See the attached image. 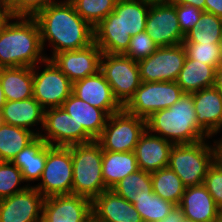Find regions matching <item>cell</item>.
<instances>
[{
	"instance_id": "bcb514c9",
	"label": "cell",
	"mask_w": 222,
	"mask_h": 222,
	"mask_svg": "<svg viewBox=\"0 0 222 222\" xmlns=\"http://www.w3.org/2000/svg\"><path fill=\"white\" fill-rule=\"evenodd\" d=\"M6 101L7 100L5 98L4 91L0 82V111H2L3 106L5 105Z\"/></svg>"
},
{
	"instance_id": "8d00e7d4",
	"label": "cell",
	"mask_w": 222,
	"mask_h": 222,
	"mask_svg": "<svg viewBox=\"0 0 222 222\" xmlns=\"http://www.w3.org/2000/svg\"><path fill=\"white\" fill-rule=\"evenodd\" d=\"M54 1L56 0H2L1 8L5 16L34 17Z\"/></svg>"
},
{
	"instance_id": "e0dca14e",
	"label": "cell",
	"mask_w": 222,
	"mask_h": 222,
	"mask_svg": "<svg viewBox=\"0 0 222 222\" xmlns=\"http://www.w3.org/2000/svg\"><path fill=\"white\" fill-rule=\"evenodd\" d=\"M92 201L76 194L45 197L42 222H87Z\"/></svg>"
},
{
	"instance_id": "52a82bcc",
	"label": "cell",
	"mask_w": 222,
	"mask_h": 222,
	"mask_svg": "<svg viewBox=\"0 0 222 222\" xmlns=\"http://www.w3.org/2000/svg\"><path fill=\"white\" fill-rule=\"evenodd\" d=\"M146 119L126 112L124 109L111 114L96 140L103 151H135L140 136L146 130Z\"/></svg>"
},
{
	"instance_id": "f1b7e54d",
	"label": "cell",
	"mask_w": 222,
	"mask_h": 222,
	"mask_svg": "<svg viewBox=\"0 0 222 222\" xmlns=\"http://www.w3.org/2000/svg\"><path fill=\"white\" fill-rule=\"evenodd\" d=\"M40 134V130L33 132L22 127L2 123L0 125V161H12Z\"/></svg>"
},
{
	"instance_id": "cb8c5ba5",
	"label": "cell",
	"mask_w": 222,
	"mask_h": 222,
	"mask_svg": "<svg viewBox=\"0 0 222 222\" xmlns=\"http://www.w3.org/2000/svg\"><path fill=\"white\" fill-rule=\"evenodd\" d=\"M52 147L37 136L12 159L11 162L21 170L27 185L30 186L28 183L32 181H40L45 168L47 152Z\"/></svg>"
},
{
	"instance_id": "f35d334b",
	"label": "cell",
	"mask_w": 222,
	"mask_h": 222,
	"mask_svg": "<svg viewBox=\"0 0 222 222\" xmlns=\"http://www.w3.org/2000/svg\"><path fill=\"white\" fill-rule=\"evenodd\" d=\"M203 185L222 210V165L217 160L208 168Z\"/></svg>"
},
{
	"instance_id": "83f0119b",
	"label": "cell",
	"mask_w": 222,
	"mask_h": 222,
	"mask_svg": "<svg viewBox=\"0 0 222 222\" xmlns=\"http://www.w3.org/2000/svg\"><path fill=\"white\" fill-rule=\"evenodd\" d=\"M215 68L211 65L192 60L188 56L176 80L184 93H194L213 86Z\"/></svg>"
},
{
	"instance_id": "ee69618b",
	"label": "cell",
	"mask_w": 222,
	"mask_h": 222,
	"mask_svg": "<svg viewBox=\"0 0 222 222\" xmlns=\"http://www.w3.org/2000/svg\"><path fill=\"white\" fill-rule=\"evenodd\" d=\"M213 87L222 95V63L215 69Z\"/></svg>"
},
{
	"instance_id": "603a6c76",
	"label": "cell",
	"mask_w": 222,
	"mask_h": 222,
	"mask_svg": "<svg viewBox=\"0 0 222 222\" xmlns=\"http://www.w3.org/2000/svg\"><path fill=\"white\" fill-rule=\"evenodd\" d=\"M61 107L73 118L77 129H84L93 140L99 138L109 117L102 109L93 107L73 93Z\"/></svg>"
},
{
	"instance_id": "44dd1931",
	"label": "cell",
	"mask_w": 222,
	"mask_h": 222,
	"mask_svg": "<svg viewBox=\"0 0 222 222\" xmlns=\"http://www.w3.org/2000/svg\"><path fill=\"white\" fill-rule=\"evenodd\" d=\"M173 144L168 140L145 130L135 148L138 168L145 172H155L168 167Z\"/></svg>"
},
{
	"instance_id": "4316f807",
	"label": "cell",
	"mask_w": 222,
	"mask_h": 222,
	"mask_svg": "<svg viewBox=\"0 0 222 222\" xmlns=\"http://www.w3.org/2000/svg\"><path fill=\"white\" fill-rule=\"evenodd\" d=\"M134 151H103L102 177L107 189H112L119 181L138 170Z\"/></svg>"
},
{
	"instance_id": "ffe728a7",
	"label": "cell",
	"mask_w": 222,
	"mask_h": 222,
	"mask_svg": "<svg viewBox=\"0 0 222 222\" xmlns=\"http://www.w3.org/2000/svg\"><path fill=\"white\" fill-rule=\"evenodd\" d=\"M198 126L210 137L221 133L222 95L213 87L191 93Z\"/></svg>"
},
{
	"instance_id": "f907efd6",
	"label": "cell",
	"mask_w": 222,
	"mask_h": 222,
	"mask_svg": "<svg viewBox=\"0 0 222 222\" xmlns=\"http://www.w3.org/2000/svg\"><path fill=\"white\" fill-rule=\"evenodd\" d=\"M5 16V13L3 12L1 6H0V22L3 19V17Z\"/></svg>"
},
{
	"instance_id": "5bb4252c",
	"label": "cell",
	"mask_w": 222,
	"mask_h": 222,
	"mask_svg": "<svg viewBox=\"0 0 222 222\" xmlns=\"http://www.w3.org/2000/svg\"><path fill=\"white\" fill-rule=\"evenodd\" d=\"M145 31L159 47L183 44L185 35L179 26L175 3L151 4Z\"/></svg>"
},
{
	"instance_id": "836d02e7",
	"label": "cell",
	"mask_w": 222,
	"mask_h": 222,
	"mask_svg": "<svg viewBox=\"0 0 222 222\" xmlns=\"http://www.w3.org/2000/svg\"><path fill=\"white\" fill-rule=\"evenodd\" d=\"M76 12L93 28L114 11L118 0H70Z\"/></svg>"
},
{
	"instance_id": "7bdbcfd3",
	"label": "cell",
	"mask_w": 222,
	"mask_h": 222,
	"mask_svg": "<svg viewBox=\"0 0 222 222\" xmlns=\"http://www.w3.org/2000/svg\"><path fill=\"white\" fill-rule=\"evenodd\" d=\"M167 3H182L192 5L205 12V0H166Z\"/></svg>"
},
{
	"instance_id": "b9f144b4",
	"label": "cell",
	"mask_w": 222,
	"mask_h": 222,
	"mask_svg": "<svg viewBox=\"0 0 222 222\" xmlns=\"http://www.w3.org/2000/svg\"><path fill=\"white\" fill-rule=\"evenodd\" d=\"M183 218V213L179 206H176L164 219L159 222H180Z\"/></svg>"
},
{
	"instance_id": "9c48e42d",
	"label": "cell",
	"mask_w": 222,
	"mask_h": 222,
	"mask_svg": "<svg viewBox=\"0 0 222 222\" xmlns=\"http://www.w3.org/2000/svg\"><path fill=\"white\" fill-rule=\"evenodd\" d=\"M100 71L122 106L129 101L141 84L137 61L124 54L103 53Z\"/></svg>"
},
{
	"instance_id": "681fc988",
	"label": "cell",
	"mask_w": 222,
	"mask_h": 222,
	"mask_svg": "<svg viewBox=\"0 0 222 222\" xmlns=\"http://www.w3.org/2000/svg\"><path fill=\"white\" fill-rule=\"evenodd\" d=\"M87 222H100L94 216H91Z\"/></svg>"
},
{
	"instance_id": "db71d44e",
	"label": "cell",
	"mask_w": 222,
	"mask_h": 222,
	"mask_svg": "<svg viewBox=\"0 0 222 222\" xmlns=\"http://www.w3.org/2000/svg\"><path fill=\"white\" fill-rule=\"evenodd\" d=\"M220 49H221V54H222V37H221V40H220Z\"/></svg>"
},
{
	"instance_id": "30bf717a",
	"label": "cell",
	"mask_w": 222,
	"mask_h": 222,
	"mask_svg": "<svg viewBox=\"0 0 222 222\" xmlns=\"http://www.w3.org/2000/svg\"><path fill=\"white\" fill-rule=\"evenodd\" d=\"M42 63L45 67L40 72L41 63L32 67L33 97L44 109L61 107L72 94L73 83L51 59Z\"/></svg>"
},
{
	"instance_id": "60d3db41",
	"label": "cell",
	"mask_w": 222,
	"mask_h": 222,
	"mask_svg": "<svg viewBox=\"0 0 222 222\" xmlns=\"http://www.w3.org/2000/svg\"><path fill=\"white\" fill-rule=\"evenodd\" d=\"M205 12L222 18V0H205Z\"/></svg>"
},
{
	"instance_id": "7402d4cb",
	"label": "cell",
	"mask_w": 222,
	"mask_h": 222,
	"mask_svg": "<svg viewBox=\"0 0 222 222\" xmlns=\"http://www.w3.org/2000/svg\"><path fill=\"white\" fill-rule=\"evenodd\" d=\"M178 206L184 217L196 222H217L221 211L203 184L186 187Z\"/></svg>"
},
{
	"instance_id": "f6af8a7d",
	"label": "cell",
	"mask_w": 222,
	"mask_h": 222,
	"mask_svg": "<svg viewBox=\"0 0 222 222\" xmlns=\"http://www.w3.org/2000/svg\"><path fill=\"white\" fill-rule=\"evenodd\" d=\"M216 148V160L222 165V137L218 140H213Z\"/></svg>"
},
{
	"instance_id": "6da1fadb",
	"label": "cell",
	"mask_w": 222,
	"mask_h": 222,
	"mask_svg": "<svg viewBox=\"0 0 222 222\" xmlns=\"http://www.w3.org/2000/svg\"><path fill=\"white\" fill-rule=\"evenodd\" d=\"M34 18L40 28L43 50L47 41L53 50L47 59L56 53L82 49L94 42V28L76 12L70 0L54 1Z\"/></svg>"
},
{
	"instance_id": "7dc6e473",
	"label": "cell",
	"mask_w": 222,
	"mask_h": 222,
	"mask_svg": "<svg viewBox=\"0 0 222 222\" xmlns=\"http://www.w3.org/2000/svg\"><path fill=\"white\" fill-rule=\"evenodd\" d=\"M142 1L150 3V4L166 2V0H142Z\"/></svg>"
},
{
	"instance_id": "7c38bea8",
	"label": "cell",
	"mask_w": 222,
	"mask_h": 222,
	"mask_svg": "<svg viewBox=\"0 0 222 222\" xmlns=\"http://www.w3.org/2000/svg\"><path fill=\"white\" fill-rule=\"evenodd\" d=\"M187 57L183 44L163 46L137 61L141 82L176 81Z\"/></svg>"
},
{
	"instance_id": "484cf974",
	"label": "cell",
	"mask_w": 222,
	"mask_h": 222,
	"mask_svg": "<svg viewBox=\"0 0 222 222\" xmlns=\"http://www.w3.org/2000/svg\"><path fill=\"white\" fill-rule=\"evenodd\" d=\"M0 82L7 101H20L33 97L31 67L0 68Z\"/></svg>"
},
{
	"instance_id": "d6a6232c",
	"label": "cell",
	"mask_w": 222,
	"mask_h": 222,
	"mask_svg": "<svg viewBox=\"0 0 222 222\" xmlns=\"http://www.w3.org/2000/svg\"><path fill=\"white\" fill-rule=\"evenodd\" d=\"M133 205L143 222H159L176 207L175 204L162 199L153 191L148 196L138 199Z\"/></svg>"
},
{
	"instance_id": "4fadbf2b",
	"label": "cell",
	"mask_w": 222,
	"mask_h": 222,
	"mask_svg": "<svg viewBox=\"0 0 222 222\" xmlns=\"http://www.w3.org/2000/svg\"><path fill=\"white\" fill-rule=\"evenodd\" d=\"M41 133L39 136L51 146L67 147L94 141L84 129H77L73 118L62 107L44 110V126Z\"/></svg>"
},
{
	"instance_id": "ba28073f",
	"label": "cell",
	"mask_w": 222,
	"mask_h": 222,
	"mask_svg": "<svg viewBox=\"0 0 222 222\" xmlns=\"http://www.w3.org/2000/svg\"><path fill=\"white\" fill-rule=\"evenodd\" d=\"M183 94L176 81L141 82L123 109L132 115L147 119L154 112L171 107Z\"/></svg>"
},
{
	"instance_id": "d590c367",
	"label": "cell",
	"mask_w": 222,
	"mask_h": 222,
	"mask_svg": "<svg viewBox=\"0 0 222 222\" xmlns=\"http://www.w3.org/2000/svg\"><path fill=\"white\" fill-rule=\"evenodd\" d=\"M187 56L192 60L211 65L215 69L222 63L220 43H183Z\"/></svg>"
},
{
	"instance_id": "d4e9b609",
	"label": "cell",
	"mask_w": 222,
	"mask_h": 222,
	"mask_svg": "<svg viewBox=\"0 0 222 222\" xmlns=\"http://www.w3.org/2000/svg\"><path fill=\"white\" fill-rule=\"evenodd\" d=\"M44 108L31 97L20 101H6L2 109L3 123L32 130L40 123L44 126Z\"/></svg>"
},
{
	"instance_id": "d6986e66",
	"label": "cell",
	"mask_w": 222,
	"mask_h": 222,
	"mask_svg": "<svg viewBox=\"0 0 222 222\" xmlns=\"http://www.w3.org/2000/svg\"><path fill=\"white\" fill-rule=\"evenodd\" d=\"M92 216L100 222H143L134 205L111 189L92 201Z\"/></svg>"
},
{
	"instance_id": "8992f818",
	"label": "cell",
	"mask_w": 222,
	"mask_h": 222,
	"mask_svg": "<svg viewBox=\"0 0 222 222\" xmlns=\"http://www.w3.org/2000/svg\"><path fill=\"white\" fill-rule=\"evenodd\" d=\"M204 139L192 144L173 145L168 167L188 186L202 185L208 168L216 160L215 144Z\"/></svg>"
},
{
	"instance_id": "3957f363",
	"label": "cell",
	"mask_w": 222,
	"mask_h": 222,
	"mask_svg": "<svg viewBox=\"0 0 222 222\" xmlns=\"http://www.w3.org/2000/svg\"><path fill=\"white\" fill-rule=\"evenodd\" d=\"M150 3L118 0L113 12L94 27V42L102 53L124 54L131 36L145 31Z\"/></svg>"
},
{
	"instance_id": "9a60e30c",
	"label": "cell",
	"mask_w": 222,
	"mask_h": 222,
	"mask_svg": "<svg viewBox=\"0 0 222 222\" xmlns=\"http://www.w3.org/2000/svg\"><path fill=\"white\" fill-rule=\"evenodd\" d=\"M44 201L34 186L0 199V222H42Z\"/></svg>"
},
{
	"instance_id": "c3c4849f",
	"label": "cell",
	"mask_w": 222,
	"mask_h": 222,
	"mask_svg": "<svg viewBox=\"0 0 222 222\" xmlns=\"http://www.w3.org/2000/svg\"><path fill=\"white\" fill-rule=\"evenodd\" d=\"M180 222H196V221H193L192 219H189L183 216Z\"/></svg>"
},
{
	"instance_id": "f5cc1de1",
	"label": "cell",
	"mask_w": 222,
	"mask_h": 222,
	"mask_svg": "<svg viewBox=\"0 0 222 222\" xmlns=\"http://www.w3.org/2000/svg\"><path fill=\"white\" fill-rule=\"evenodd\" d=\"M3 123V120H2V112L0 111V125Z\"/></svg>"
},
{
	"instance_id": "816d5d0a",
	"label": "cell",
	"mask_w": 222,
	"mask_h": 222,
	"mask_svg": "<svg viewBox=\"0 0 222 222\" xmlns=\"http://www.w3.org/2000/svg\"><path fill=\"white\" fill-rule=\"evenodd\" d=\"M217 222H222V210H221L220 213H219Z\"/></svg>"
},
{
	"instance_id": "8fae6325",
	"label": "cell",
	"mask_w": 222,
	"mask_h": 222,
	"mask_svg": "<svg viewBox=\"0 0 222 222\" xmlns=\"http://www.w3.org/2000/svg\"><path fill=\"white\" fill-rule=\"evenodd\" d=\"M41 183L34 187L44 196L72 194L73 164L68 147L53 146L46 157Z\"/></svg>"
},
{
	"instance_id": "ac0fdd59",
	"label": "cell",
	"mask_w": 222,
	"mask_h": 222,
	"mask_svg": "<svg viewBox=\"0 0 222 222\" xmlns=\"http://www.w3.org/2000/svg\"><path fill=\"white\" fill-rule=\"evenodd\" d=\"M72 93L93 107L102 109L108 116L123 109L101 71L73 82Z\"/></svg>"
},
{
	"instance_id": "2e32d148",
	"label": "cell",
	"mask_w": 222,
	"mask_h": 222,
	"mask_svg": "<svg viewBox=\"0 0 222 222\" xmlns=\"http://www.w3.org/2000/svg\"><path fill=\"white\" fill-rule=\"evenodd\" d=\"M102 51L95 42L89 46L56 53L51 60L73 83L97 74L101 68Z\"/></svg>"
},
{
	"instance_id": "74e56055",
	"label": "cell",
	"mask_w": 222,
	"mask_h": 222,
	"mask_svg": "<svg viewBox=\"0 0 222 222\" xmlns=\"http://www.w3.org/2000/svg\"><path fill=\"white\" fill-rule=\"evenodd\" d=\"M158 47L149 34L146 31H142L131 36L129 47L124 55L135 61H139L150 56Z\"/></svg>"
},
{
	"instance_id": "f546056e",
	"label": "cell",
	"mask_w": 222,
	"mask_h": 222,
	"mask_svg": "<svg viewBox=\"0 0 222 222\" xmlns=\"http://www.w3.org/2000/svg\"><path fill=\"white\" fill-rule=\"evenodd\" d=\"M153 192L164 200L178 206L186 186L179 176L169 167L151 173Z\"/></svg>"
},
{
	"instance_id": "7a4b0ae2",
	"label": "cell",
	"mask_w": 222,
	"mask_h": 222,
	"mask_svg": "<svg viewBox=\"0 0 222 222\" xmlns=\"http://www.w3.org/2000/svg\"><path fill=\"white\" fill-rule=\"evenodd\" d=\"M45 55L40 28L34 17H3L0 22V68H32L42 63L47 58Z\"/></svg>"
},
{
	"instance_id": "e575fe53",
	"label": "cell",
	"mask_w": 222,
	"mask_h": 222,
	"mask_svg": "<svg viewBox=\"0 0 222 222\" xmlns=\"http://www.w3.org/2000/svg\"><path fill=\"white\" fill-rule=\"evenodd\" d=\"M21 170L11 161H0V199L12 196L29 185L21 187L24 183ZM20 187V188H19Z\"/></svg>"
},
{
	"instance_id": "ab89813d",
	"label": "cell",
	"mask_w": 222,
	"mask_h": 222,
	"mask_svg": "<svg viewBox=\"0 0 222 222\" xmlns=\"http://www.w3.org/2000/svg\"><path fill=\"white\" fill-rule=\"evenodd\" d=\"M175 8L180 29L186 35L198 22L203 11L192 5L182 3H175Z\"/></svg>"
},
{
	"instance_id": "5b68a950",
	"label": "cell",
	"mask_w": 222,
	"mask_h": 222,
	"mask_svg": "<svg viewBox=\"0 0 222 222\" xmlns=\"http://www.w3.org/2000/svg\"><path fill=\"white\" fill-rule=\"evenodd\" d=\"M67 147L71 150L73 164L72 194L93 201L108 190L102 177V147L96 140Z\"/></svg>"
},
{
	"instance_id": "1f68e13d",
	"label": "cell",
	"mask_w": 222,
	"mask_h": 222,
	"mask_svg": "<svg viewBox=\"0 0 222 222\" xmlns=\"http://www.w3.org/2000/svg\"><path fill=\"white\" fill-rule=\"evenodd\" d=\"M111 190L133 204L153 191L151 173L138 169L119 181Z\"/></svg>"
},
{
	"instance_id": "277c9868",
	"label": "cell",
	"mask_w": 222,
	"mask_h": 222,
	"mask_svg": "<svg viewBox=\"0 0 222 222\" xmlns=\"http://www.w3.org/2000/svg\"><path fill=\"white\" fill-rule=\"evenodd\" d=\"M146 128L173 145L211 139L198 126L193 95L188 93H184L171 107L154 112L146 119Z\"/></svg>"
},
{
	"instance_id": "4dcf8cb0",
	"label": "cell",
	"mask_w": 222,
	"mask_h": 222,
	"mask_svg": "<svg viewBox=\"0 0 222 222\" xmlns=\"http://www.w3.org/2000/svg\"><path fill=\"white\" fill-rule=\"evenodd\" d=\"M221 37L222 18L203 11L198 22L184 36L183 43H220Z\"/></svg>"
}]
</instances>
